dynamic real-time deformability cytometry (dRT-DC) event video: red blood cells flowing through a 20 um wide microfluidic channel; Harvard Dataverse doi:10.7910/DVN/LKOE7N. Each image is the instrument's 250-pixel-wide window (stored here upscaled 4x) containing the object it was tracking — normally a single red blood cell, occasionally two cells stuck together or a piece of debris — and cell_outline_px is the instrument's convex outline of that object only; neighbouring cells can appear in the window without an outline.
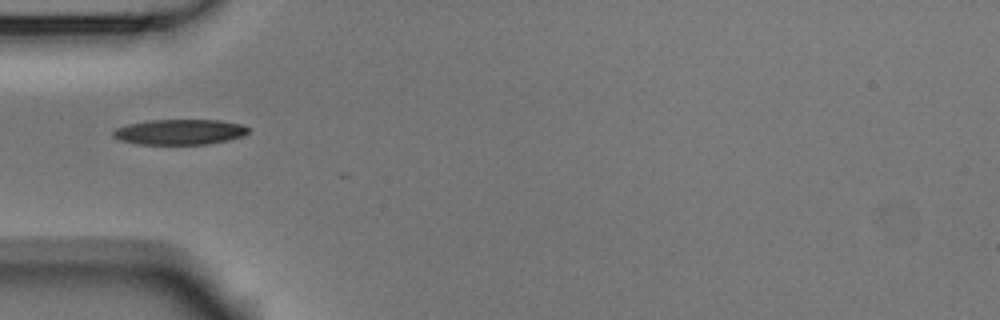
{"species": "Egyptian fruit bat (a non-hibernating species)", "species_latin": "Rousettus aegyptiacus", "temperature_condition": "room temperature", "stored_images_in_passage": 5, "camera_frame_rate_fps": 3000, "um_per_image_px": 0.085, "animal": {"sex": "male"}, "frame": {"image": 1, "passage_image": 1, "time_ms": 0.0, "image_size_px": [1000, 320], "cell_outline_px": [[252, 128], [244, 136], [228, 140], [208, 144], [136, 144], [120, 140], [112, 136], [112, 132], [116, 128], [128, 124], [148, 120], [220, 120], [240, 124]], "centroid_in_image_um": [15.29, 11.21], "position_along_channel_um": 69.7, "area_um2": 20.11}}